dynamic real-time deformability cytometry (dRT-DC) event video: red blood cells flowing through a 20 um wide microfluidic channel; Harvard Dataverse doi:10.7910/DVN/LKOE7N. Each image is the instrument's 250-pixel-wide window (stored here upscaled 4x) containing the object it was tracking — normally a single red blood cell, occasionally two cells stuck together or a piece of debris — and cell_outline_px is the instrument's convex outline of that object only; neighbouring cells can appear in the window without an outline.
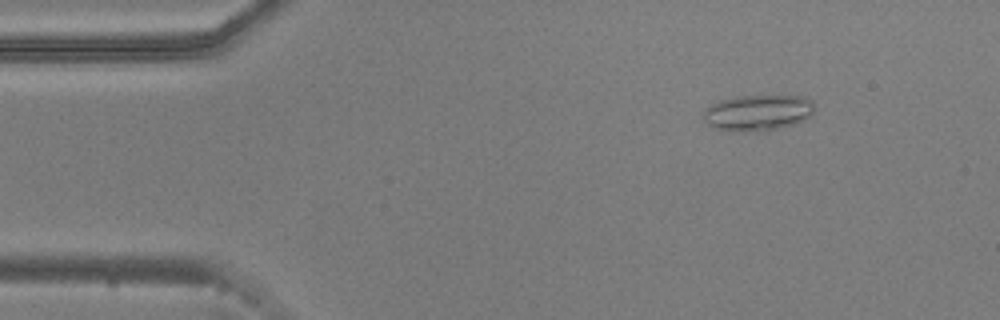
{"species": "common noctule bat (a hibernating species)", "species_latin": "Nyctalus noctula", "temperature_condition": "warm", "stored_images_in_passage": 54, "camera_frame_rate_fps": 3000, "um_per_image_px": 0.085, "animal": {"sex": "male", "body_mass_g": 20.5, "forearm_length_mm": 52.5}, "frame": {"image": 1, "passage_image": 7, "time_ms": 2.0, "image_size_px": [1000, 320], "cell_outline_px": [[816, 104], [812, 116], [796, 124], [760, 132], [744, 132], [716, 128], [708, 124], [704, 120], [704, 112], [712, 104], [720, 100], [740, 96], [804, 96], [812, 100]], "centroid_in_image_um": [64.5, 9.58], "position_along_channel_um": 20.5, "area_um2": 23.41}}
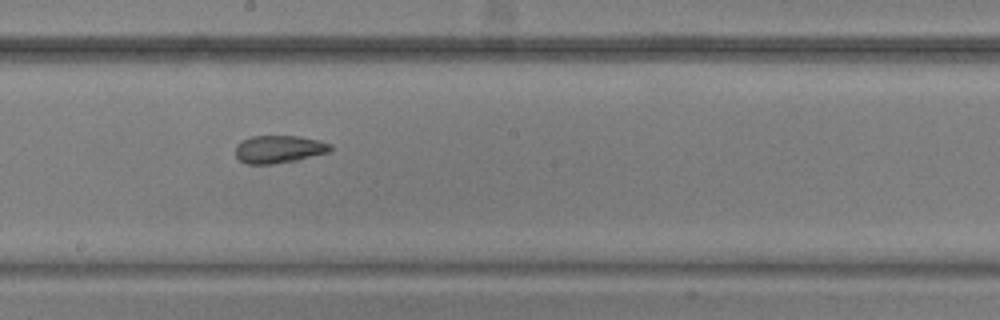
{"frame": {"image": 2, "passage_image": 29, "time_ms": 9.333, "image_size_px": [1000, 320], "cell_outline_px": [[332, 152], [296, 160], [272, 164], [248, 164], [240, 160], [236, 156], [236, 144], [240, 140], [252, 136], [300, 136], [320, 140], [332, 144]], "centroid_in_image_um": [23.74, 12.67], "position_along_channel_um": 224.5, "area_um2": 15.55}}
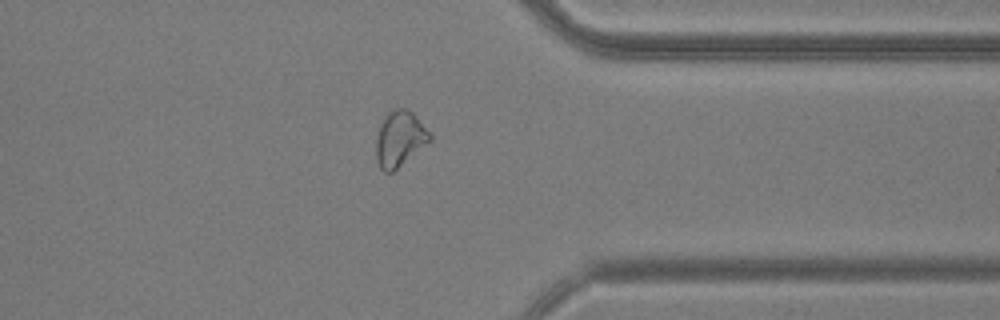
{"frame": {"image": 3, "passage_image": 42, "time_ms": 13.667, "image_size_px": [1000, 320], "cell_outline_px": [[432, 140], [392, 172], [384, 172], [380, 168], [376, 160], [376, 140], [380, 124], [384, 116], [388, 112], [396, 108], [408, 108], [416, 116], [432, 136]], "centroid_in_image_um": [33.96, 11.79], "position_along_channel_um": 377.4, "area_um2": 17.34}, "authors_computed_cell_mechanics": {"area_um2": 17.918, "velocity_mm_per_s": 3.7198, "shape_relaxation_time_tau1_ms": null, "shape_relaxation_time_tau2_ms": 2.448, "deformation_change_tau1": null, "deformation_change_tau2": 0.0909}}